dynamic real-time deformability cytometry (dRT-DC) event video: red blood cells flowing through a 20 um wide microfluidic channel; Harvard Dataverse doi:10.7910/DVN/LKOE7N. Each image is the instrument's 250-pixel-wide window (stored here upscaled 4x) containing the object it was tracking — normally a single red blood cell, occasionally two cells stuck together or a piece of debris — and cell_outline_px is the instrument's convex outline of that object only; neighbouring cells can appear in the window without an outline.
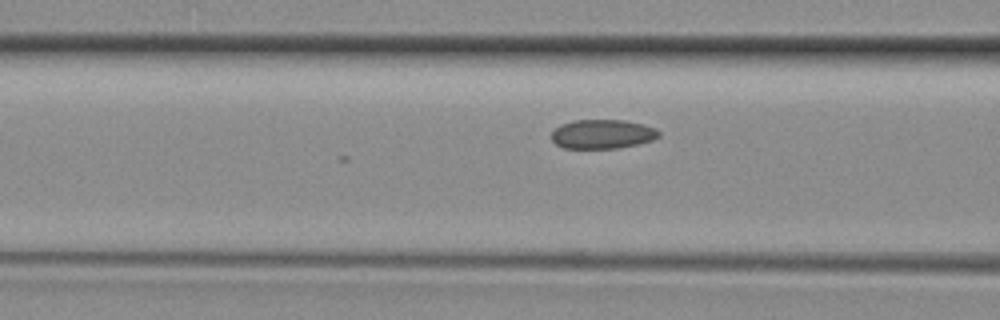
{"species": "common noctule bat (a hibernating species)", "species_latin": "Nyctalus noctula", "temperature_condition": "room temperature", "stored_images_in_passage": 6, "camera_frame_rate_fps": 3000, "um_per_image_px": 0.085, "animal": {"sex": "female", "body_mass_g": 29.2, "forearm_length_mm": 56.3}, "frame": {"image": 1, "passage_image": 6, "time_ms": 1.667, "image_size_px": [1000, 320], "cell_outline_px": [[660, 136], [652, 140], [636, 144], [616, 148], [564, 148], [556, 144], [552, 140], [552, 132], [560, 124], [572, 120], [624, 120], [644, 124], [656, 128], [660, 132]], "centroid_in_image_um": [51.21, 11.38], "position_along_channel_um": 115.4, "area_um2": 18.26}}